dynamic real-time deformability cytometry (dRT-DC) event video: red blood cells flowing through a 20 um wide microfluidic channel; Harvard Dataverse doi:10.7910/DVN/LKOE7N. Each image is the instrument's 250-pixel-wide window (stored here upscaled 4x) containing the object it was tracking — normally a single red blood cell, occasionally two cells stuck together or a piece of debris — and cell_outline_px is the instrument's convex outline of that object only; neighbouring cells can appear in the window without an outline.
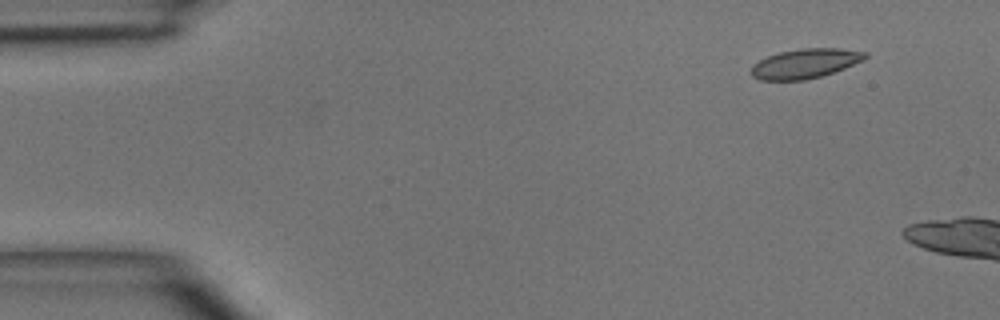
{"species": "common noctule bat (a hibernating species)", "species_latin": "Nyctalus noctula", "temperature_condition": "room temperature", "stored_images_in_passage": 4, "camera_frame_rate_fps": 3000, "um_per_image_px": 0.085, "animal": {"sex": "male", "body_mass_g": 15.6}, "frame": {"image": 1, "passage_image": 2, "time_ms": 1.0, "image_size_px": [1000, 320], "cell_outline_px": [[868, 56], [864, 60], [844, 68], [820, 76], [804, 80], [760, 80], [752, 76], [752, 64], [768, 56], [780, 52], [800, 48], [840, 48], [868, 52]], "centroid_in_image_um": [68.46, 5.39], "position_along_channel_um": 16.5, "area_um2": 19.54}}